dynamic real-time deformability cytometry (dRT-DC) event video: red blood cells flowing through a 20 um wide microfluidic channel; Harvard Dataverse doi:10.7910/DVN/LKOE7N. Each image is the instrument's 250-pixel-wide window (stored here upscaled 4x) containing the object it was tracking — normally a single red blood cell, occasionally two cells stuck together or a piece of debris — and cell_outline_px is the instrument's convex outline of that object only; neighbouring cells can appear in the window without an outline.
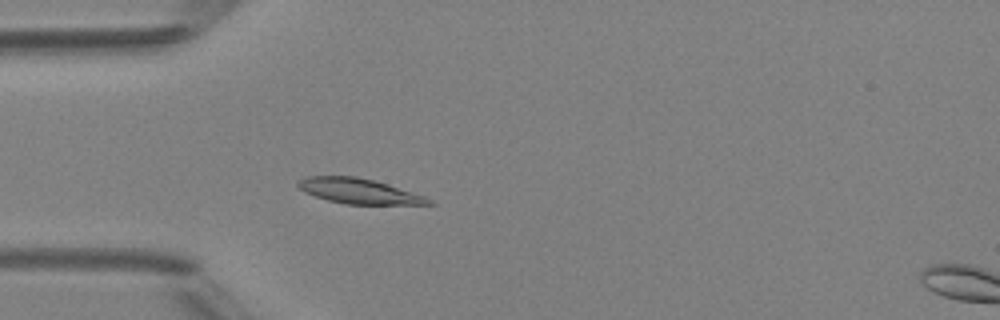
{"species": "Egyptian fruit bat (a non-hibernating species)", "species_latin": "Rousettus aegyptiacus", "temperature_condition": "room temperature", "stored_images_in_passage": 49, "camera_frame_rate_fps": 3000, "um_per_image_px": 0.085, "animal": {"sex": "female"}, "frame": {"image": 1, "passage_image": 14, "time_ms": 4.333, "image_size_px": [1000, 320], "cell_outline_px": [[436, 204], [344, 204], [328, 200], [304, 192], [296, 184], [296, 180], [304, 176], [356, 176], [388, 184], [424, 196], [432, 200]], "centroid_in_image_um": [30.46, 16.23], "position_along_channel_um": 54.5, "area_um2": 19.07}}
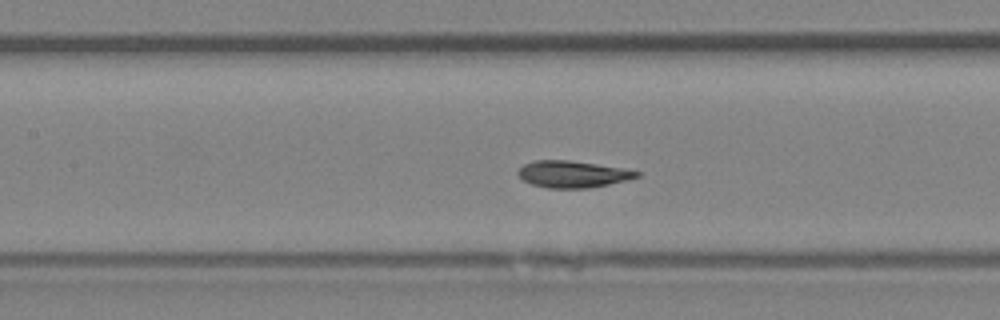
{"frame": {"image": 2, "passage_image": 22, "time_ms": 7.0, "image_size_px": [1000, 320], "cell_outline_px": [[640, 176], [628, 180], [588, 188], [548, 188], [532, 184], [524, 180], [516, 172], [524, 164], [536, 160], [568, 160], [624, 168], [640, 172]], "centroid_in_image_um": [48.69, 14.8], "position_along_channel_um": 158.7, "area_um2": 18.38}}
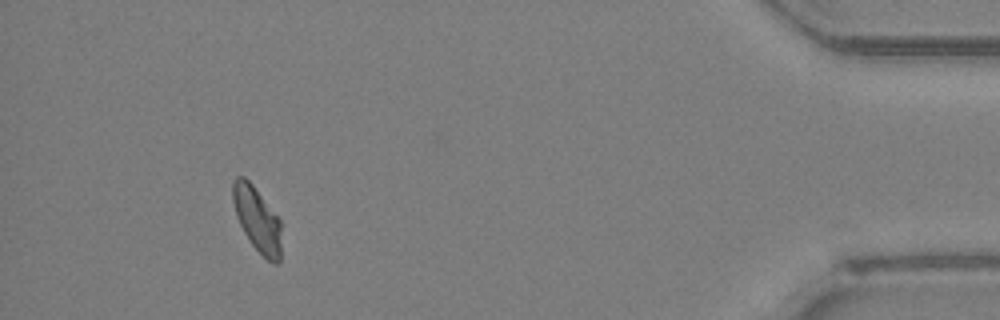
{"frame": {"image": 3, "passage_image": 45, "time_ms": 14.667, "image_size_px": [1000, 320], "cell_outline_px": [[280, 260], [276, 264], [272, 264], [252, 244], [244, 232], [236, 216], [232, 200], [232, 180], [236, 176], [244, 176], [252, 184], [280, 220]], "centroid_in_image_um": [21.83, 18.61], "position_along_channel_um": 413.4, "area_um2": 18.03}, "authors_computed_cell_mechanics": {"area_um2": 18.785, "velocity_mm_per_s": 4.1655, "shape_relaxation_time_tau1_ms": 3.3766, "shape_relaxation_time_tau2_ms": 1.5378, "deformation_change_tau1": 0.1319, "deformation_change_tau2": 0.0488}}